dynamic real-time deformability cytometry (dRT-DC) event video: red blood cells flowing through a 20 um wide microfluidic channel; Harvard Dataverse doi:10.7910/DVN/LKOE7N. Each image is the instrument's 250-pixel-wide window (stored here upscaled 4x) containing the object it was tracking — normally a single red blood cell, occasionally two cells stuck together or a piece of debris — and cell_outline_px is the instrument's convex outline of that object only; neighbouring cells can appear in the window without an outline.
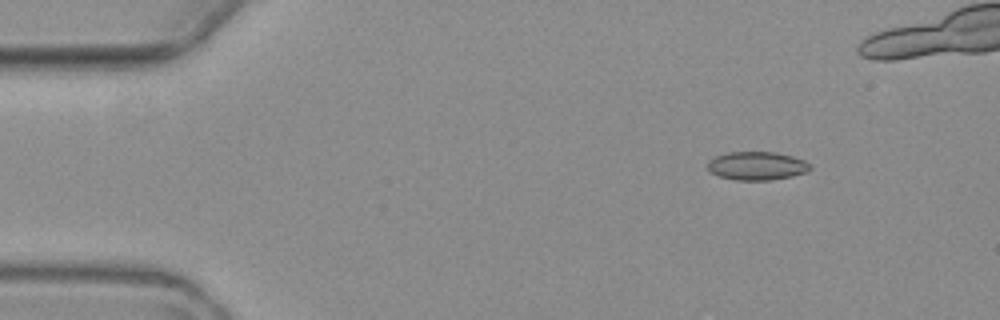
{"species": "common noctule bat (a hibernating species)", "species_latin": "Nyctalus noctula", "temperature_condition": "warm", "stored_images_in_passage": 5, "segment_of_instrument_passage": [1, 2], "camera_frame_rate_fps": 3000, "um_per_image_px": 0.085, "animal": {"sex": "female", "body_mass_g": 19.3, "forearm_length_mm": 54.1}, "frame": {"image": 1, "passage_image": 1, "time_ms": 0.0, "image_size_px": [1000, 320], "cell_outline_px": [[812, 168], [804, 172], [792, 176], [772, 180], [736, 180], [720, 176], [712, 172], [708, 168], [708, 160], [716, 156], [728, 152], [776, 152], [792, 156], [804, 160], [812, 164]], "centroid_in_image_um": [64.36, 14.09], "position_along_channel_um": 20.6, "area_um2": 16.94}}